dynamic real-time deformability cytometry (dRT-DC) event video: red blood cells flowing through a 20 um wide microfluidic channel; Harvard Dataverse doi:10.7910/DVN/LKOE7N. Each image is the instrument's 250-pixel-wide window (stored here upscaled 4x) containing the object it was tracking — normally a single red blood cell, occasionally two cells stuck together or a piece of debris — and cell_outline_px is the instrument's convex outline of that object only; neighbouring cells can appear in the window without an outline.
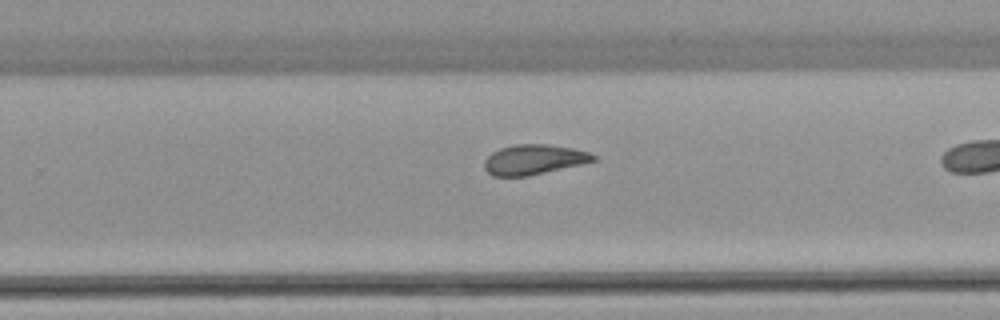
{"species": "common noctule bat (a hibernating species)", "species_latin": "Nyctalus noctula", "temperature_condition": "warm", "stored_images_in_passage": 27, "camera_frame_rate_fps": 3000, "um_per_image_px": 0.085, "animal": {"sex": "female", "body_mass_g": 22.7, "forearm_length_mm": 54.2}, "frame": {"image": 1, "passage_image": 20, "time_ms": 6.333, "image_size_px": [1000, 320], "cell_outline_px": [[596, 160], [580, 164], [528, 176], [492, 176], [484, 168], [484, 160], [492, 152], [500, 148], [516, 144], [548, 144], [572, 148], [588, 152], [596, 156]], "centroid_in_image_um": [45.34, 13.56], "position_along_channel_um": 284.5, "area_um2": 18.9}}